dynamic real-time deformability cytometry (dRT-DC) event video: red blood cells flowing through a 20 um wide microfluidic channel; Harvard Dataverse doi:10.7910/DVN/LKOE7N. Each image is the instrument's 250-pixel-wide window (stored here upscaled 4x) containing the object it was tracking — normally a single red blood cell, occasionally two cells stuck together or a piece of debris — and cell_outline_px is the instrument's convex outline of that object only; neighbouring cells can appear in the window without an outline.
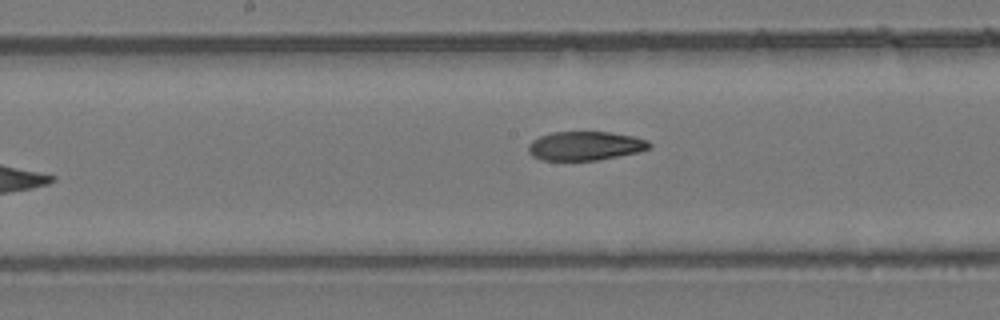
{"species": "common noctule bat (a hibernating species)", "species_latin": "Nyctalus noctula", "temperature_condition": "room temperature", "stored_images_in_passage": 7, "camera_frame_rate_fps": 3000, "um_per_image_px": 0.085, "animal": {"sex": "female", "body_mass_g": 24.6, "forearm_length_mm": 56.2}, "frame": {"image": 1, "passage_image": 6, "time_ms": 5.667, "image_size_px": [1000, 320], "cell_outline_px": [[652, 148], [640, 152], [596, 160], [540, 160], [532, 156], [528, 152], [528, 144], [532, 140], [540, 136], [552, 132], [608, 132], [632, 136], [648, 140], [652, 144]], "centroid_in_image_um": [49.75, 12.4], "position_along_channel_um": 198.5, "area_um2": 20.52}}
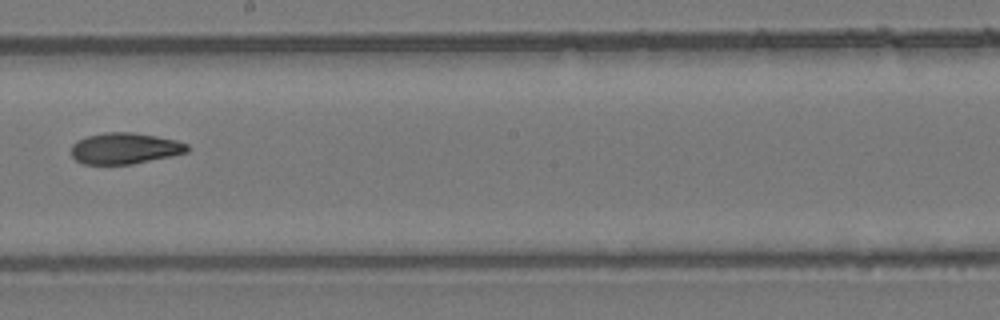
{"frame": {"image": 2, "passage_image": 7, "time_ms": 6.667, "image_size_px": [1000, 320], "cell_outline_px": [[188, 152], [172, 156], [132, 164], [84, 164], [76, 160], [72, 156], [72, 144], [76, 140], [88, 136], [104, 132], [132, 132], [156, 136], [176, 140], [188, 144]], "centroid_in_image_um": [10.61, 12.61], "position_along_channel_um": 237.6, "area_um2": 21.1}}